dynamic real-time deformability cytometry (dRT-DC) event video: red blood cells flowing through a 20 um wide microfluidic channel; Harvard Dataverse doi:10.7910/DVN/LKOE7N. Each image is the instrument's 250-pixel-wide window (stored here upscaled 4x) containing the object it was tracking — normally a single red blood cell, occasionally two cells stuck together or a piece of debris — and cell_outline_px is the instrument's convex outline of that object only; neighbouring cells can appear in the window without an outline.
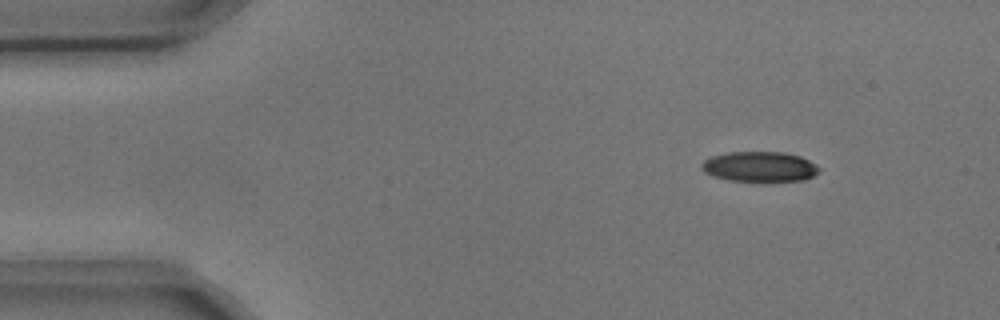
{"species": "common noctule bat (a hibernating species)", "species_latin": "Nyctalus noctula", "temperature_condition": "cold", "stored_images_in_passage": 4, "camera_frame_rate_fps": 3000, "um_per_image_px": 0.085, "animal": {"sex": "male", "body_mass_g": 17.9, "forearm_length_mm": 54.2}, "frame": {"image": 1, "passage_image": 1, "time_ms": 0.0, "image_size_px": [1000, 320], "cell_outline_px": [[820, 172], [804, 180], [728, 180], [712, 176], [704, 172], [700, 168], [700, 164], [704, 160], [712, 156], [728, 152], [784, 152], [800, 156], [816, 164], [820, 168]], "centroid_in_image_um": [64.55, 14.15], "position_along_channel_um": 20.5, "area_um2": 20.52}}
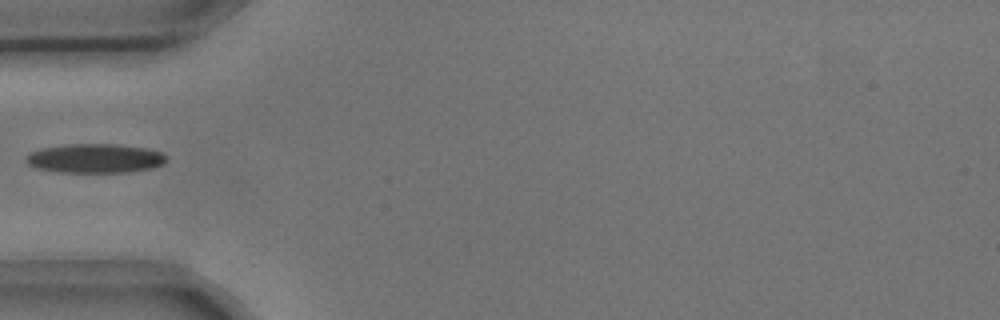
{"frame": {"image": 2, "passage_image": 3, "time_ms": 0.667, "image_size_px": [1000, 320], "cell_outline_px": [[168, 156], [164, 164], [152, 168], [128, 172], [60, 172], [36, 168], [28, 164], [24, 160], [28, 152], [40, 148], [68, 144], [116, 144], [148, 148], [160, 152]], "centroid_in_image_um": [8.07, 13.45], "position_along_channel_um": 76.9, "area_um2": 24.1}}